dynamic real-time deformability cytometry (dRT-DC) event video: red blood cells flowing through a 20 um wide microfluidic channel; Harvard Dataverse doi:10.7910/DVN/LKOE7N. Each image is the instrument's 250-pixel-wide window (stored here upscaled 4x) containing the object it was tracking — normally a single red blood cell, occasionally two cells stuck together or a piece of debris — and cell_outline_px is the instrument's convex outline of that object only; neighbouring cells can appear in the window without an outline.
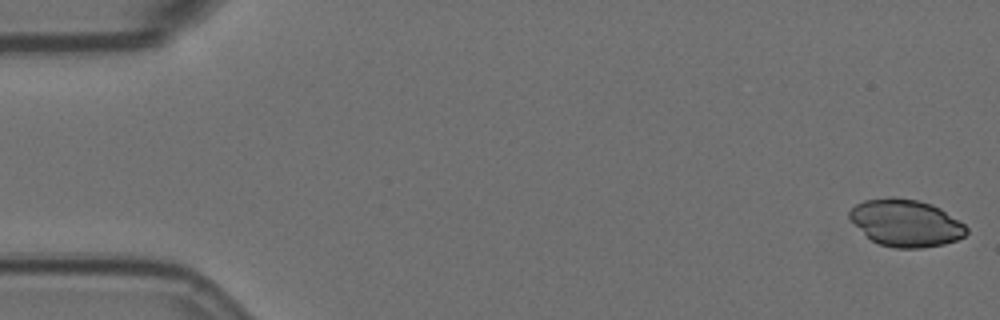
{"species": "Egyptian fruit bat (a non-hibernating species)", "species_latin": "Rousettus aegyptiacus", "temperature_condition": "room temperature", "stored_images_in_passage": 2, "camera_frame_rate_fps": 3000, "um_per_image_px": 0.085, "animal": {"sex": "female"}, "frame": {"image": 1, "passage_image": 2, "time_ms": 0.333, "image_size_px": [1000, 320], "cell_outline_px": [[968, 232], [964, 236], [956, 240], [944, 244], [924, 248], [896, 248], [880, 244], [872, 240], [848, 216], [848, 212], [856, 204], [864, 200], [892, 196], [916, 200], [932, 204], [940, 208], [964, 224], [968, 228]], "centroid_in_image_um": [77.02, 18.94], "position_along_channel_um": 8.0, "area_um2": 31.85}}